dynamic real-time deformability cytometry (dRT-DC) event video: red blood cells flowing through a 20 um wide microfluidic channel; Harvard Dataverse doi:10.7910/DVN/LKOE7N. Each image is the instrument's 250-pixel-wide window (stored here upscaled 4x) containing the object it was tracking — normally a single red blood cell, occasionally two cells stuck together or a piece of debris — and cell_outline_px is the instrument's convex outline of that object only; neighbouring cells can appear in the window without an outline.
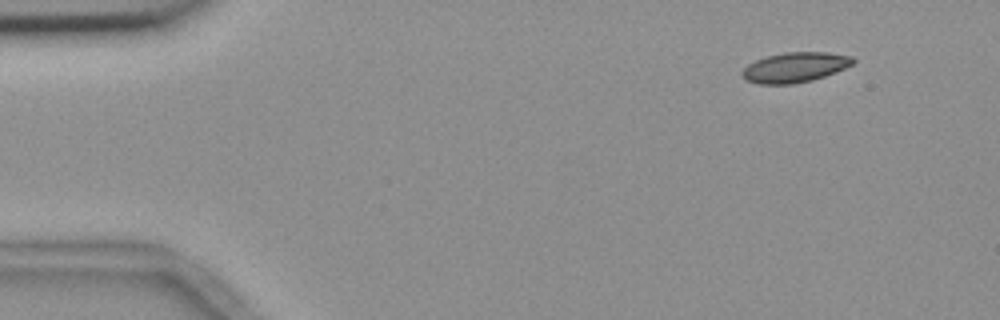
{"species": "common noctule bat (a hibernating species)", "species_latin": "Nyctalus noctula", "temperature_condition": "room temperature", "stored_images_in_passage": 50, "camera_frame_rate_fps": 3000, "um_per_image_px": 0.085, "animal": {"sex": "female", "body_mass_g": 18.4}, "frame": {"image": 1, "passage_image": 1, "time_ms": 0.0, "image_size_px": [1000, 320], "cell_outline_px": [[856, 60], [852, 64], [836, 72], [812, 80], [792, 84], [756, 84], [744, 80], [740, 72], [748, 64], [756, 60], [768, 56], [784, 52], [828, 52], [852, 56]], "centroid_in_image_um": [67.55, 5.73], "position_along_channel_um": 17.5, "area_um2": 19.48}}
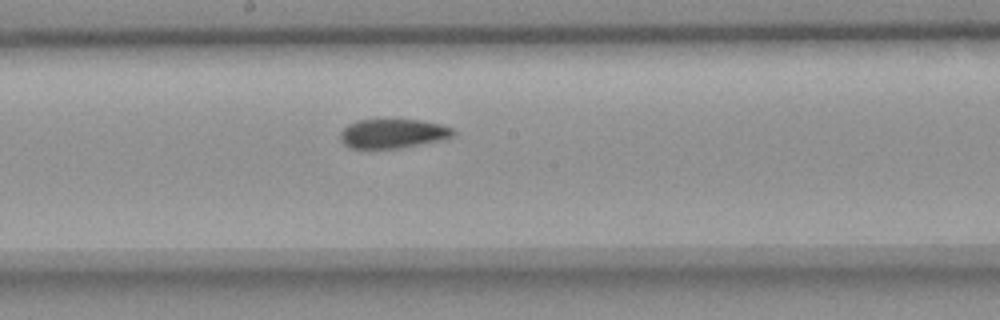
{"frame": {"image": 2, "passage_image": 25, "time_ms": 8.0, "image_size_px": [1000, 320], "cell_outline_px": [[456, 132], [452, 136], [440, 140], [400, 148], [348, 148], [340, 140], [340, 136], [344, 128], [348, 124], [356, 120], [420, 120], [440, 124], [452, 128]], "centroid_in_image_um": [33.37, 11.35], "position_along_channel_um": 214.8, "area_um2": 19.07}}
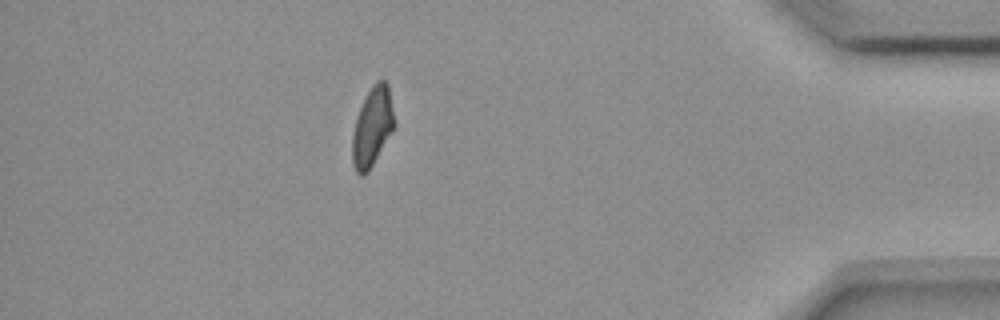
{"frame": {"image": 3, "passage_image": 44, "time_ms": 14.333, "image_size_px": [1000, 320], "cell_outline_px": [[396, 124], [368, 172], [364, 176], [360, 176], [356, 172], [352, 164], [352, 136], [356, 116], [372, 84], [376, 80], [384, 80], [388, 84]], "centroid_in_image_um": [31.64, 10.79], "position_along_channel_um": 403.6, "area_um2": 19.36}, "authors_computed_cell_mechanics": {"area_um2": 19.7676, "velocity_mm_per_s": 3.6838, "shape_relaxation_time_tau1_ms": null, "shape_relaxation_time_tau2_ms": 2.661, "deformation_change_tau1": null, "deformation_change_tau2": 0.0802}}